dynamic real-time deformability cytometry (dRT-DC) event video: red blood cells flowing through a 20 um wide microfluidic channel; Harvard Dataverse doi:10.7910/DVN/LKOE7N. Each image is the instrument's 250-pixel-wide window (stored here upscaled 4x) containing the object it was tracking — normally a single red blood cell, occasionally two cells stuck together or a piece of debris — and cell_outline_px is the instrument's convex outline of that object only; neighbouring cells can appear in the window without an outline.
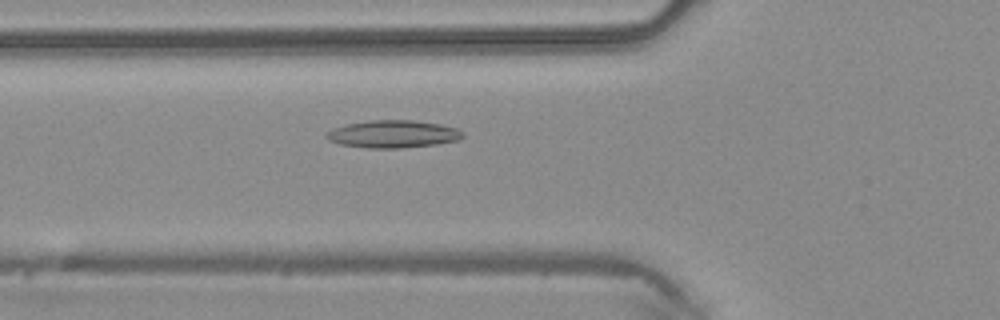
{"species": "common noctule bat (a hibernating species)", "species_latin": "Nyctalus noctula", "temperature_condition": "warm", "stored_images_in_passage": 46, "camera_frame_rate_fps": 3000, "um_per_image_px": 0.085, "animal": {"sex": "male", "body_mass_g": 20.4}, "frame": {"image": 1, "passage_image": 18, "time_ms": 5.667, "image_size_px": [1000, 320], "cell_outline_px": [[464, 136], [460, 140], [436, 144], [400, 148], [368, 148], [340, 144], [328, 140], [324, 136], [332, 128], [348, 124], [368, 120], [416, 120], [440, 124], [456, 128], [464, 132]], "centroid_in_image_um": [33.42, 11.39], "position_along_channel_um": 92.4, "area_um2": 21.96}}
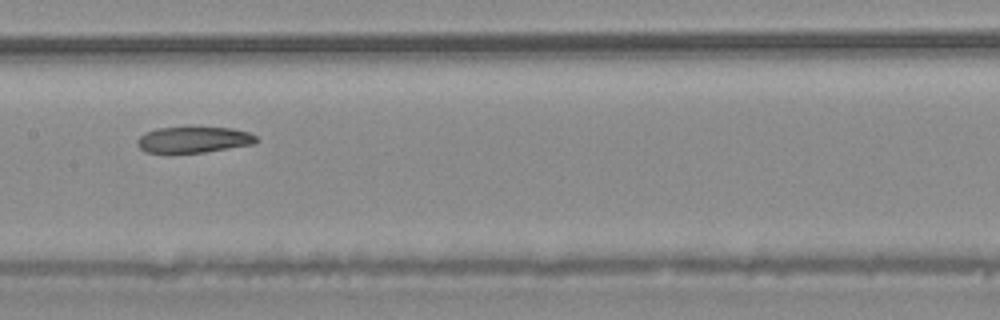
{"frame": {"image": 2, "passage_image": 25, "time_ms": 8.0, "image_size_px": [1000, 320], "cell_outline_px": [[260, 140], [256, 144], [204, 152], [144, 152], [136, 144], [136, 140], [140, 136], [156, 128], [188, 124], [192, 124], [232, 128], [248, 132], [256, 136]], "centroid_in_image_um": [16.49, 11.81], "position_along_channel_um": 190.9, "area_um2": 19.02}}
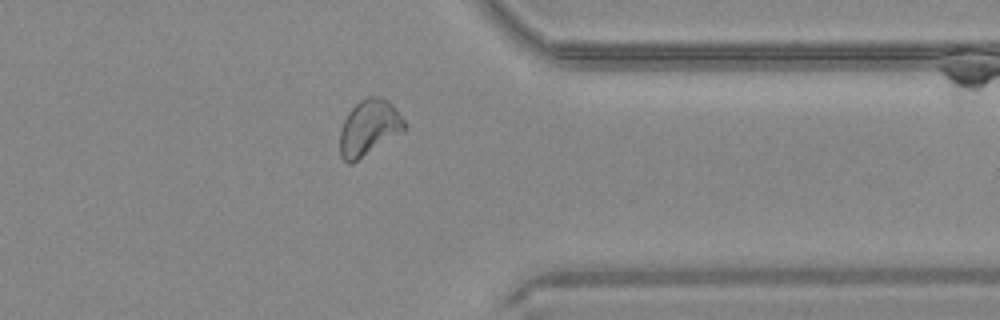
{"frame": {"image": 3, "passage_image": 39, "time_ms": 12.667, "image_size_px": [1000, 320], "cell_outline_px": [[404, 132], [352, 164], [348, 164], [340, 156], [340, 128], [348, 112], [360, 100], [368, 96], [380, 96], [388, 100], [392, 104], [404, 120]], "centroid_in_image_um": [31.35, 10.87], "position_along_channel_um": 380.0, "area_um2": 21.15}}